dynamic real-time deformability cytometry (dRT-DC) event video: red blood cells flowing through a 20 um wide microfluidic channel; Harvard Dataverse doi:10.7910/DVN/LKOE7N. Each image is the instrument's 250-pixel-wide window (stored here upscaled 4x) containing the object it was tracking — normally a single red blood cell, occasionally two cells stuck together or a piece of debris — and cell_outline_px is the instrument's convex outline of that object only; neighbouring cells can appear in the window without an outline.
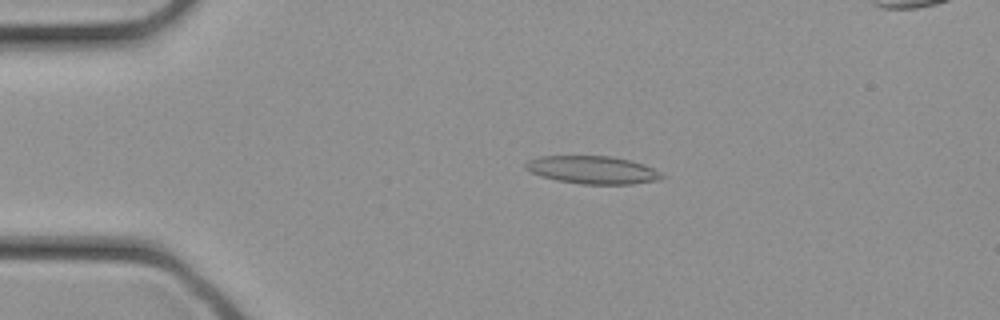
{"species": "common noctule bat (a hibernating species)", "species_latin": "Nyctalus noctula", "temperature_condition": "cold", "stored_images_in_passage": 12, "camera_frame_rate_fps": 3000, "um_per_image_px": 0.085, "animal": {"sex": "female", "body_mass_g": 21.9}, "frame": {"image": 1, "passage_image": 7, "time_ms": 2.0, "image_size_px": [1000, 320], "cell_outline_px": [[664, 176], [660, 180], [632, 184], [580, 184], [556, 180], [532, 172], [524, 168], [524, 164], [528, 160], [540, 156], [612, 156], [644, 164], [660, 172]], "centroid_in_image_um": [50.38, 14.44], "position_along_channel_um": 34.6, "area_um2": 22.02}}
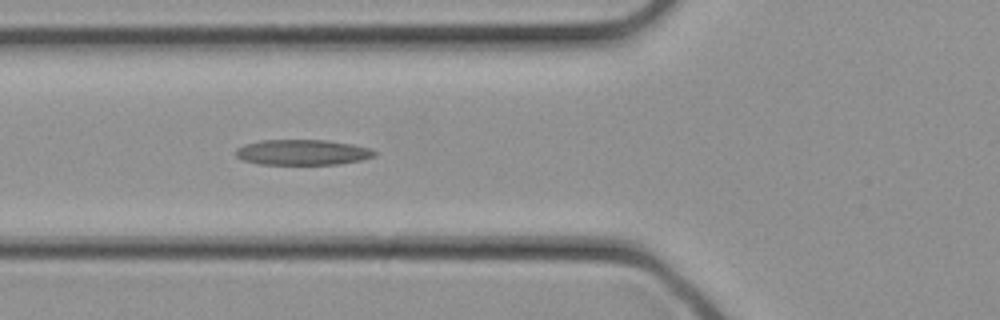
{"frame": {"image": 2, "passage_image": 12, "time_ms": 3.667, "image_size_px": [1000, 320], "cell_outline_px": [[376, 156], [360, 160], [340, 164], [260, 164], [244, 160], [236, 156], [236, 148], [244, 144], [260, 140], [328, 140], [352, 144], [372, 148], [376, 152]], "centroid_in_image_um": [25.73, 12.94], "position_along_channel_um": 100.1, "area_um2": 20.63}}